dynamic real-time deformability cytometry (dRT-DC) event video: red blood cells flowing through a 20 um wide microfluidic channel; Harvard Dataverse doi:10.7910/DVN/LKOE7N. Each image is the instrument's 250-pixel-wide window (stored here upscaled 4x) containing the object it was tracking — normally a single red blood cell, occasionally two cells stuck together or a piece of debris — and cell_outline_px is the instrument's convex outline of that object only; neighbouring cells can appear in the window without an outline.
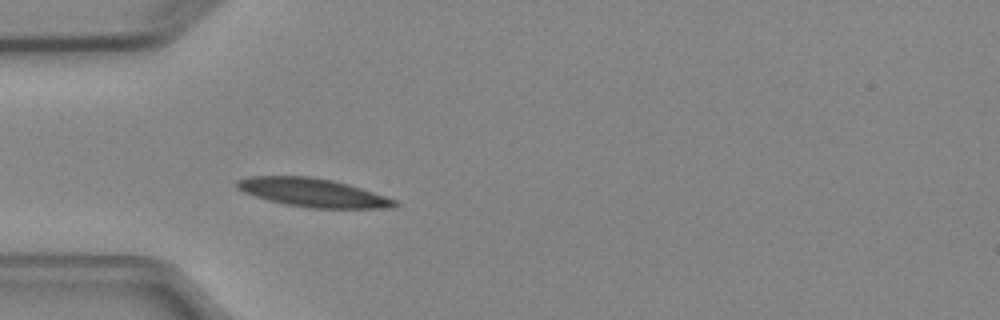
{"species": "Egyptian fruit bat (a non-hibernating species)", "species_latin": "Rousettus aegyptiacus", "temperature_condition": "cold", "stored_images_in_passage": 3, "camera_frame_rate_fps": 3000, "um_per_image_px": 0.085, "animal": {"sex": "female"}, "frame": {"image": 1, "passage_image": 3, "time_ms": 2.333, "image_size_px": [1000, 320], "cell_outline_px": [[400, 204], [396, 208], [308, 208], [284, 204], [268, 200], [244, 192], [236, 188], [236, 180], [248, 176], [312, 176], [332, 180], [348, 184], [396, 200]], "centroid_in_image_um": [26.58, 16.37], "position_along_channel_um": 58.4, "area_um2": 26.24}}